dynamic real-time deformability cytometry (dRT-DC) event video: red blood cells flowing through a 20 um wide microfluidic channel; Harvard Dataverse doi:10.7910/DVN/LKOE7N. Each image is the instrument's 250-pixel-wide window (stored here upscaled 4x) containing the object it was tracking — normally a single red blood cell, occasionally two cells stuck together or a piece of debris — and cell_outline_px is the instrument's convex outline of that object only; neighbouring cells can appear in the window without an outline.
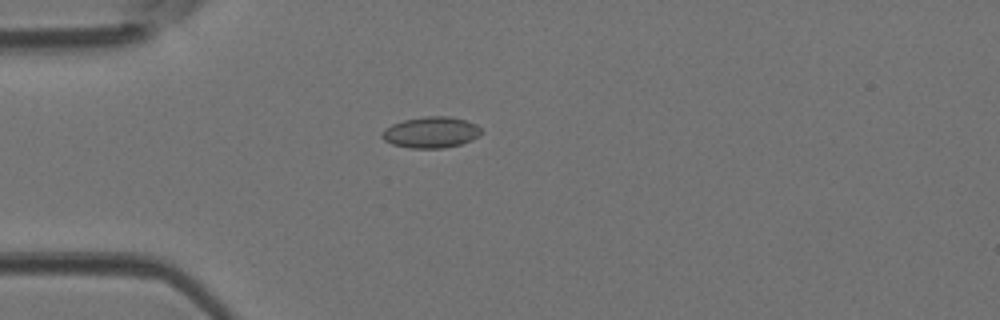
{"species": "Egyptian fruit bat (a non-hibernating species)", "species_latin": "Rousettus aegyptiacus", "temperature_condition": "room temperature", "stored_images_in_passage": 46, "camera_frame_rate_fps": 3000, "um_per_image_px": 0.085, "animal": {"sex": "female"}, "frame": {"image": 1, "passage_image": 13, "time_ms": 4.0, "image_size_px": [1000, 320], "cell_outline_px": [[484, 132], [480, 136], [472, 140], [460, 144], [444, 148], [412, 148], [392, 144], [384, 140], [380, 136], [380, 132], [384, 128], [392, 124], [404, 120], [424, 116], [448, 116], [464, 120], [476, 124]], "centroid_in_image_um": [36.63, 11.25], "position_along_channel_um": 48.4, "area_um2": 18.15}}
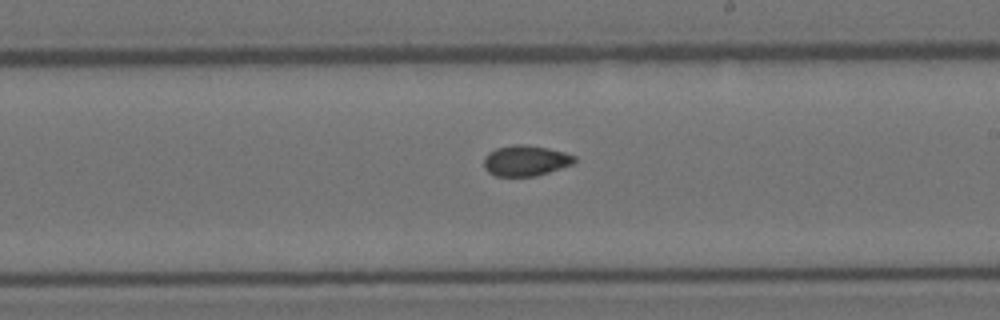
{"frame": {"image": 2, "passage_image": 27, "time_ms": 8.667, "image_size_px": [1000, 320], "cell_outline_px": [[576, 160], [572, 164], [536, 176], [496, 176], [488, 172], [484, 168], [484, 156], [488, 152], [496, 148], [512, 144], [524, 144], [548, 148], [564, 152], [576, 156]], "centroid_in_image_um": [44.65, 13.64], "position_along_channel_um": 244.4, "area_um2": 16.24}}
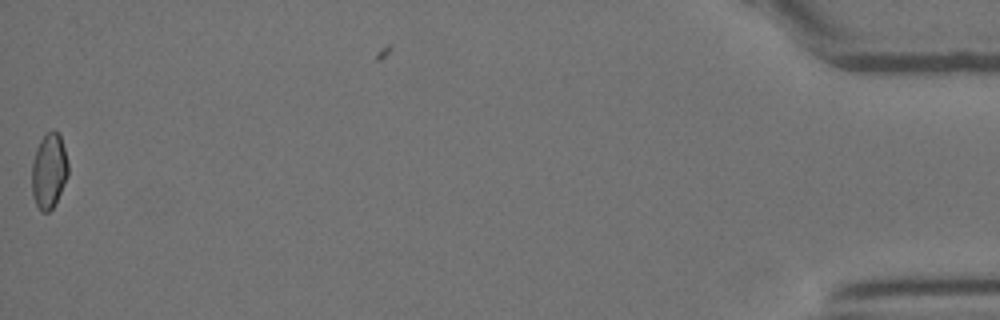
{"frame": {"image": 3, "passage_image": 46, "time_ms": 15.0, "image_size_px": [1000, 320], "cell_outline_px": [[68, 176], [56, 204], [48, 212], [40, 212], [32, 196], [32, 164], [36, 148], [40, 140], [52, 128], [60, 132], [68, 164]], "centroid_in_image_um": [4.17, 14.53], "position_along_channel_um": 431.0, "area_um2": 16.18}}